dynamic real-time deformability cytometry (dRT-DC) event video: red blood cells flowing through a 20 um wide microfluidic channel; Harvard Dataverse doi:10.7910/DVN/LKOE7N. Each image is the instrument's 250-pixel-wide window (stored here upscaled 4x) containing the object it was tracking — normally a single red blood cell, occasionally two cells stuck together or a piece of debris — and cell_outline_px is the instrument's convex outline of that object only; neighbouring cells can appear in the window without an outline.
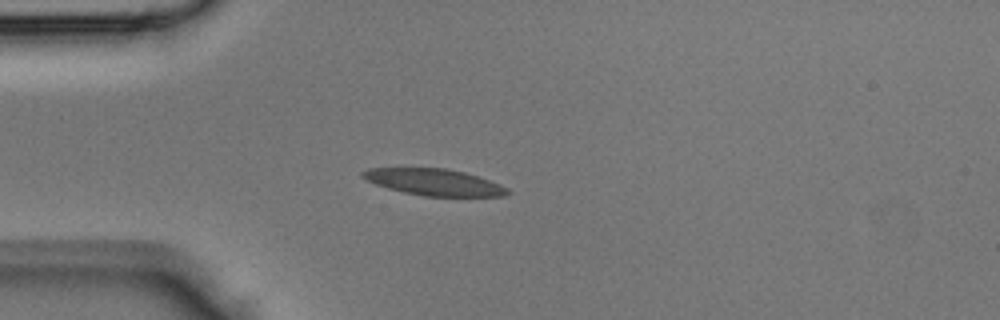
{"species": "Egyptian fruit bat (a non-hibernating species)", "species_latin": "Rousettus aegyptiacus", "temperature_condition": "room temperature", "stored_images_in_passage": 33, "camera_frame_rate_fps": 3000, "um_per_image_px": 0.085, "animal": {"sex": "male"}, "frame": {"image": 1, "passage_image": 1, "time_ms": 0.0, "image_size_px": [1000, 320], "cell_outline_px": [[512, 192], [504, 196], [424, 196], [404, 192], [388, 188], [376, 184], [360, 176], [360, 172], [368, 168], [444, 168], [464, 172], [500, 184], [508, 188]], "centroid_in_image_um": [36.89, 15.48], "position_along_channel_um": 48.1, "area_um2": 22.25}}
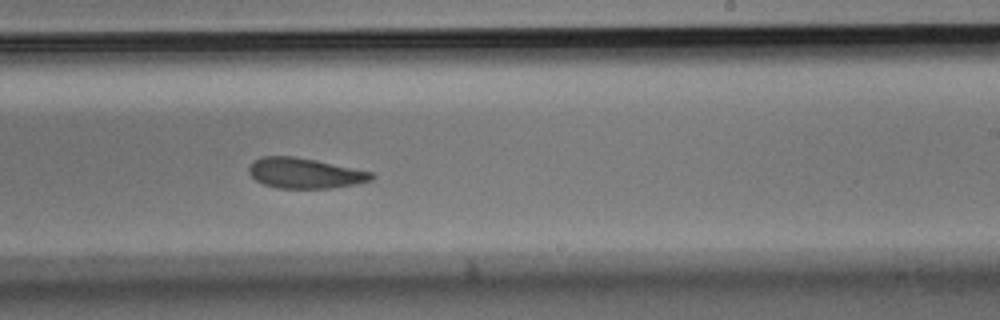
{"frame": {"image": 2, "passage_image": 16, "time_ms": 5.0, "image_size_px": [1000, 320], "cell_outline_px": [[376, 176], [372, 180], [356, 184], [332, 188], [276, 188], [264, 184], [256, 180], [248, 172], [248, 168], [260, 156], [292, 156], [372, 172]], "centroid_in_image_um": [25.91, 14.73], "position_along_channel_um": 263.1, "area_um2": 21.39}}
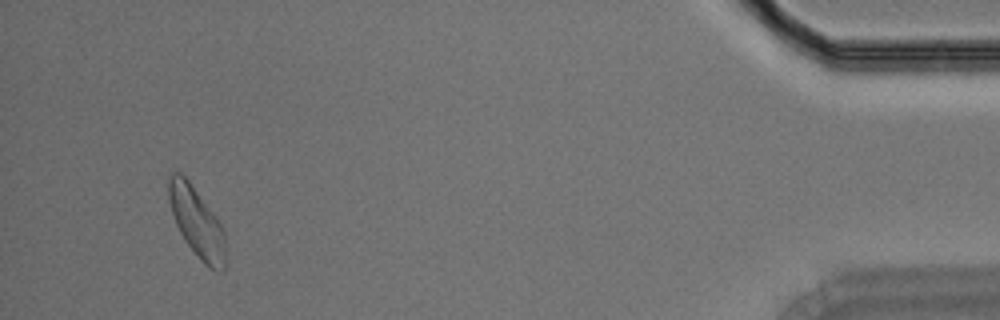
{"frame": {"image": 3, "passage_image": 31, "time_ms": 10.0, "image_size_px": [1000, 320], "cell_outline_px": [[224, 272], [220, 272], [208, 268], [200, 260], [184, 240], [176, 224], [168, 200], [168, 180], [172, 172], [180, 172], [188, 180], [216, 216], [224, 232]], "centroid_in_image_um": [16.71, 18.9], "position_along_channel_um": 418.5, "area_um2": 22.89}}